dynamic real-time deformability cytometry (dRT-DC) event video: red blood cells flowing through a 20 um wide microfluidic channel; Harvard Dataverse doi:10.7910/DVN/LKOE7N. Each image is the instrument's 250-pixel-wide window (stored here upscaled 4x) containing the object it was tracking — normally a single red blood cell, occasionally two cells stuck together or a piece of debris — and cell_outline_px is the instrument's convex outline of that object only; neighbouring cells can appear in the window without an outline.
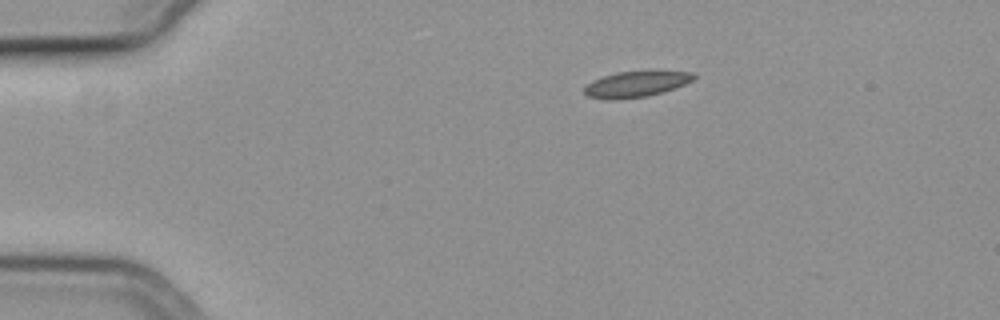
{"species": "common noctule bat (a hibernating species)", "species_latin": "Nyctalus noctula", "temperature_condition": "cold", "stored_images_in_passage": 46, "camera_frame_rate_fps": 3000, "um_per_image_px": 0.085, "animal": {"sex": "female", "body_mass_g": 19.3, "forearm_length_mm": 54.1}, "frame": {"image": 1, "passage_image": 1, "time_ms": 0.0, "image_size_px": [1000, 320], "cell_outline_px": [[696, 76], [692, 80], [684, 84], [664, 92], [648, 96], [612, 100], [608, 100], [588, 96], [584, 92], [584, 88], [592, 80], [616, 72], [648, 68], [696, 72]], "centroid_in_image_um": [54.14, 7.09], "position_along_channel_um": 30.9, "area_um2": 17.34}}
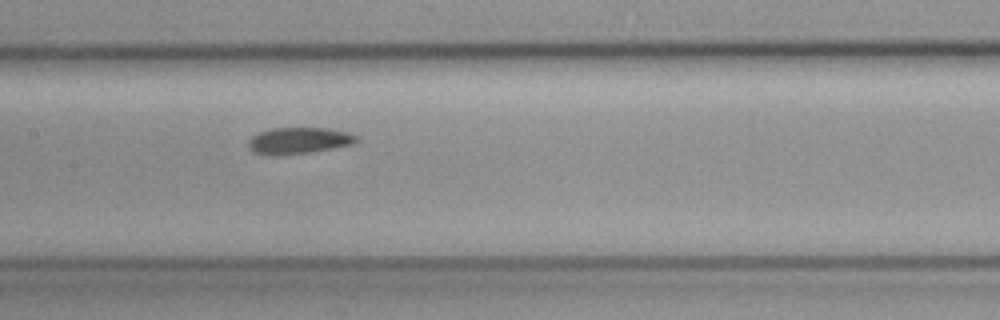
{"frame": {"image": 2, "passage_image": 18, "time_ms": 5.667, "image_size_px": [1000, 320], "cell_outline_px": [[356, 140], [352, 144], [312, 152], [276, 156], [272, 156], [252, 152], [248, 148], [248, 140], [252, 136], [260, 132], [272, 128], [328, 128], [348, 132], [356, 136]], "centroid_in_image_um": [25.33, 11.96], "position_along_channel_um": 182.1, "area_um2": 16.7}}
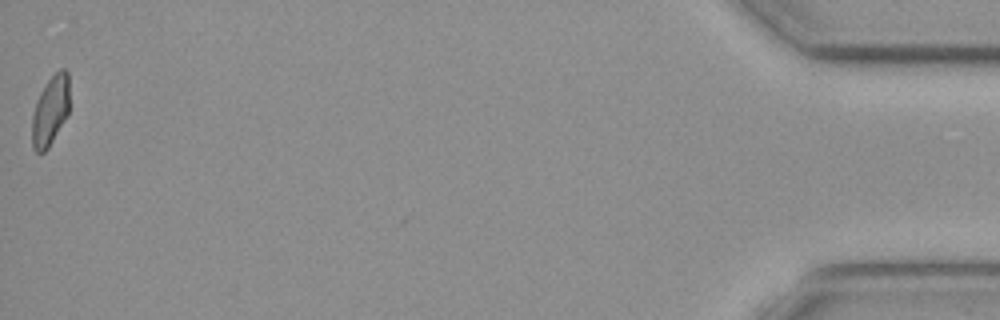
{"frame": {"image": 3, "passage_image": 46, "time_ms": 15.0, "image_size_px": [1000, 320], "cell_outline_px": [[68, 116], [48, 148], [44, 152], [36, 152], [32, 148], [32, 116], [36, 100], [40, 92], [48, 80], [60, 68], [64, 68], [68, 72]], "centroid_in_image_um": [4.27, 9.42], "position_along_channel_um": 430.9, "area_um2": 15.26}}